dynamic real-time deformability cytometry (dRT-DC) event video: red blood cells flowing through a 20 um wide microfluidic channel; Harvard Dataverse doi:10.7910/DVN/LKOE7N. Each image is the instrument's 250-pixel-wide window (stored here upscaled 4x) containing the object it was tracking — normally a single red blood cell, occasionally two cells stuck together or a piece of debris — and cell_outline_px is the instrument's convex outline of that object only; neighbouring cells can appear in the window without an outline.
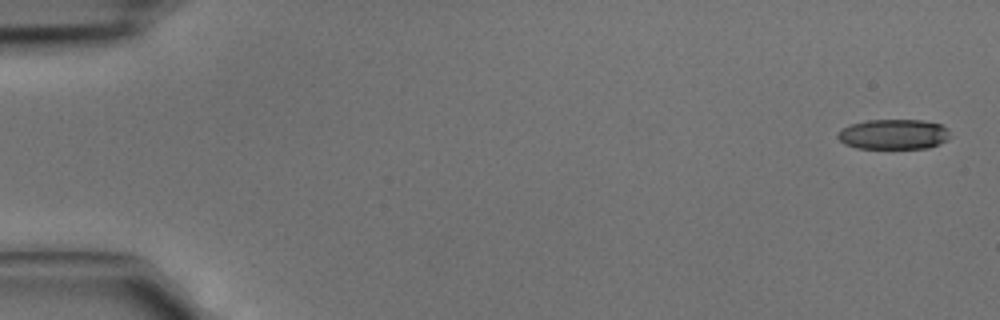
{"species": "common noctule bat (a hibernating species)", "species_latin": "Nyctalus noctula", "temperature_condition": "cold", "stored_images_in_passage": 5, "camera_frame_rate_fps": 3000, "um_per_image_px": 0.085, "animal": {"sex": "male", "body_mass_g": 15.6}, "frame": {"image": 1, "passage_image": 1, "time_ms": 0.0, "image_size_px": [1000, 320], "cell_outline_px": [[948, 140], [928, 148], [856, 148], [844, 144], [836, 136], [836, 132], [852, 124], [868, 120], [924, 120], [940, 124], [948, 128]], "centroid_in_image_um": [75.95, 11.41], "position_along_channel_um": 9.1, "area_um2": 19.71}}
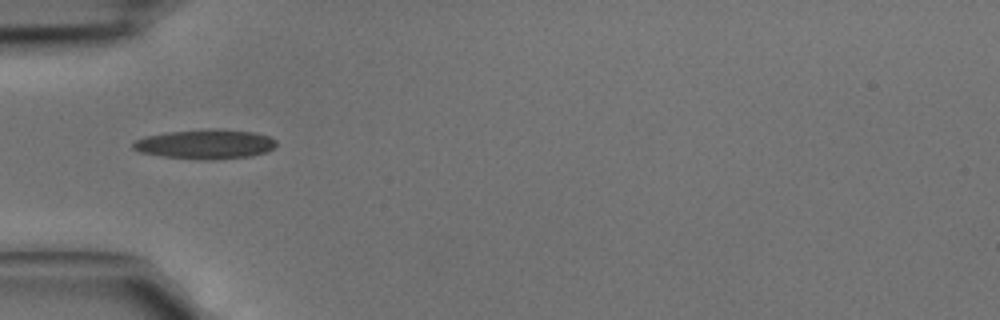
{"frame": {"image": 2, "passage_image": 4, "time_ms": 1.0, "image_size_px": [1000, 320], "cell_outline_px": [[276, 144], [272, 148], [264, 152], [252, 156], [212, 160], [204, 160], [160, 156], [140, 152], [132, 148], [132, 144], [136, 140], [144, 136], [168, 132], [204, 128], [256, 132], [268, 136], [276, 140]], "centroid_in_image_um": [17.43, 12.25], "position_along_channel_um": 67.6, "area_um2": 24.74}}